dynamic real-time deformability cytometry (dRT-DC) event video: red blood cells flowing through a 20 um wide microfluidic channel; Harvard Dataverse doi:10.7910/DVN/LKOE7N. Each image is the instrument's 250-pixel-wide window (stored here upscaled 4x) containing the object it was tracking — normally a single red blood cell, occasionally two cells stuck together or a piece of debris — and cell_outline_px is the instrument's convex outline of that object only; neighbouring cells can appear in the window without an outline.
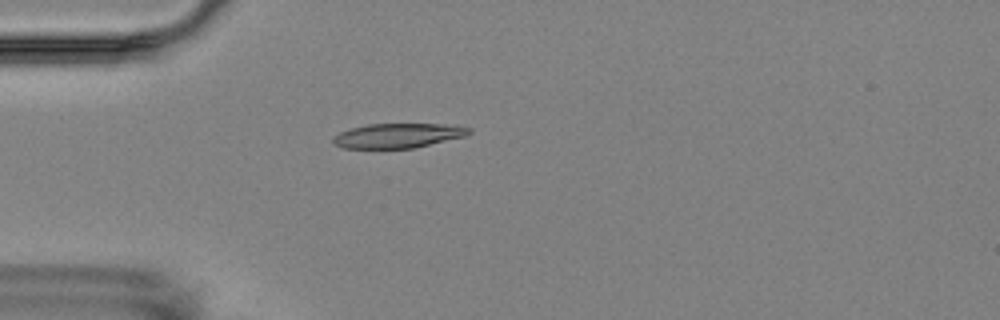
{"species": "Egyptian fruit bat (a non-hibernating species)", "species_latin": "Rousettus aegyptiacus", "temperature_condition": "room temperature", "stored_images_in_passage": 4, "camera_frame_rate_fps": 3000, "um_per_image_px": 0.085, "animal": {"sex": "female"}, "frame": {"image": 1, "passage_image": 4, "time_ms": 3.333, "image_size_px": [1000, 320], "cell_outline_px": [[472, 132], [464, 136], [416, 148], [344, 148], [332, 144], [332, 136], [340, 132], [352, 128], [368, 124], [444, 124], [472, 128]], "centroid_in_image_um": [33.8, 11.53], "position_along_channel_um": 51.2, "area_um2": 19.48}}